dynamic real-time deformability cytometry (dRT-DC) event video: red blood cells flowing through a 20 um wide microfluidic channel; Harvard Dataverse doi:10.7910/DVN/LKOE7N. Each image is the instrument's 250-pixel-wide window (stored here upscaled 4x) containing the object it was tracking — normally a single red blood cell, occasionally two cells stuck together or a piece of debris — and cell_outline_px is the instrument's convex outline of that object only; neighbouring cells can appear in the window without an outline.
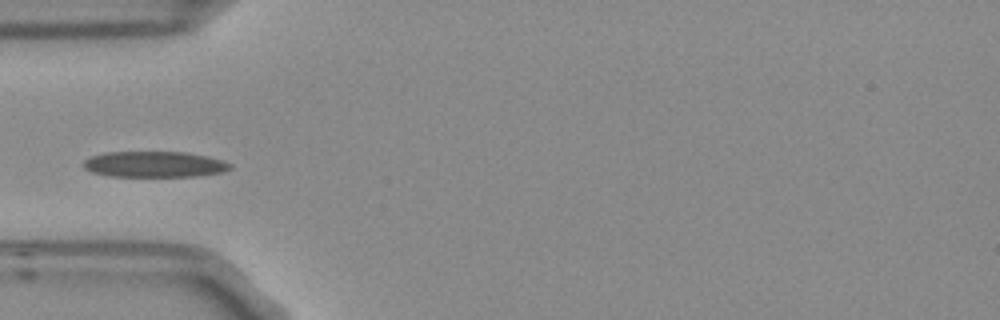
{"species": "Egyptian fruit bat (a non-hibernating species)", "species_latin": "Rousettus aegyptiacus", "temperature_condition": "room temperature", "stored_images_in_passage": 8, "camera_frame_rate_fps": 3000, "um_per_image_px": 0.085, "frame": {"image": 1, "passage_image": 5, "time_ms": 1.333, "image_size_px": [1000, 320], "cell_outline_px": [[232, 168], [224, 172], [196, 176], [108, 176], [92, 172], [84, 168], [84, 160], [92, 156], [108, 152], [188, 152], [208, 156], [224, 160], [232, 164]], "centroid_in_image_um": [13.18, 13.96], "position_along_channel_um": 71.8, "area_um2": 22.2}}
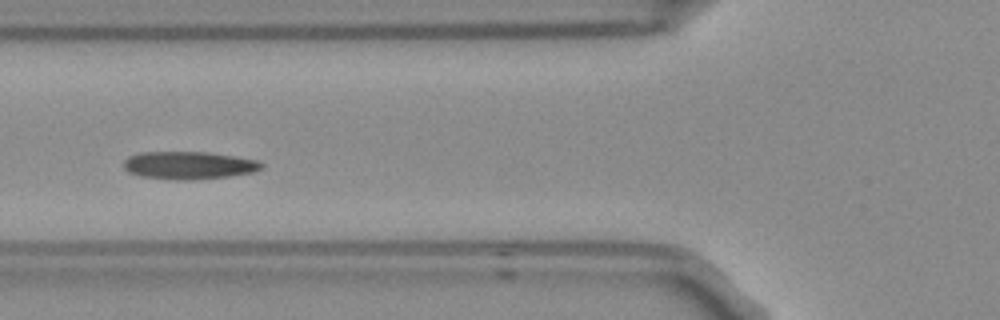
{"frame": {"image": 2, "passage_image": 6, "time_ms": 1.667, "image_size_px": [1000, 320], "cell_outline_px": [[264, 168], [252, 172], [228, 176], [192, 180], [172, 180], [140, 176], [128, 172], [124, 168], [124, 160], [128, 156], [140, 152], [204, 152], [232, 156], [256, 160], [264, 164]], "centroid_in_image_um": [16.01, 14.06], "position_along_channel_um": 109.8, "area_um2": 22.25}}